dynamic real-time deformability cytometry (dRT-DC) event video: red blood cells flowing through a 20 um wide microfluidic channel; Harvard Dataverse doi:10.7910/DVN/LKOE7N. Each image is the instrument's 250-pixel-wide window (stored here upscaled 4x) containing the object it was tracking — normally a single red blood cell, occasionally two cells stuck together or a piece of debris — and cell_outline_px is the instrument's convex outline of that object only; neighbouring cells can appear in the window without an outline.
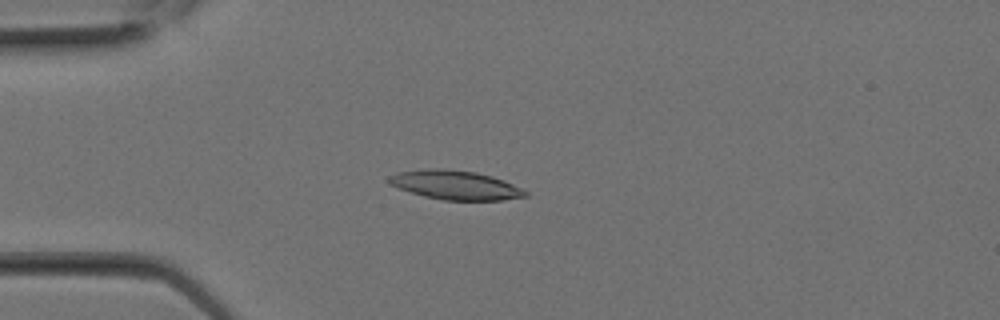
{"species": "Egyptian fruit bat (a non-hibernating species)", "species_latin": "Rousettus aegyptiacus", "temperature_condition": "room temperature", "stored_images_in_passage": 3, "camera_frame_rate_fps": 3000, "um_per_image_px": 0.085, "animal": {"sex": "female"}, "frame": {"image": 1, "passage_image": 2, "time_ms": 0.333, "image_size_px": [1000, 320], "cell_outline_px": [[528, 196], [504, 200], [444, 200], [424, 196], [388, 184], [388, 176], [396, 172], [428, 168], [444, 168], [476, 172], [492, 176], [504, 180], [528, 192]], "centroid_in_image_um": [38.69, 15.72], "position_along_channel_um": 46.3, "area_um2": 23.18}}